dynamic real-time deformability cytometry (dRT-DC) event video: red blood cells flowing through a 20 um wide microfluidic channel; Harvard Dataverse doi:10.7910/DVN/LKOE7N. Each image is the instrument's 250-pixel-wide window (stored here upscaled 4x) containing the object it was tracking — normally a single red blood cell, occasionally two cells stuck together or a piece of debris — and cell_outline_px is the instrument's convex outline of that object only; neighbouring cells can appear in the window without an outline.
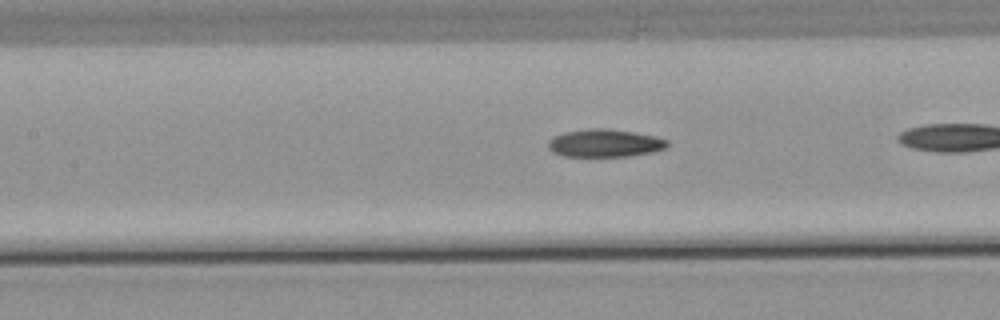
{"species": "common noctule bat (a hibernating species)", "species_latin": "Nyctalus noctula", "temperature_condition": "warm", "stored_images_in_passage": 40, "camera_frame_rate_fps": 3000, "um_per_image_px": 0.085, "animal": {"sex": "male", "body_mass_g": 21.5, "forearm_length_mm": 52.0}, "frame": {"image": 1, "passage_image": 23, "time_ms": 7.333, "image_size_px": [1000, 320], "cell_outline_px": [[668, 144], [664, 148], [652, 152], [628, 156], [560, 156], [552, 152], [548, 148], [548, 140], [552, 136], [564, 132], [588, 128], [608, 128], [656, 136], [668, 140]], "centroid_in_image_um": [51.35, 12.16], "position_along_channel_um": 156.0, "area_um2": 19.42}}